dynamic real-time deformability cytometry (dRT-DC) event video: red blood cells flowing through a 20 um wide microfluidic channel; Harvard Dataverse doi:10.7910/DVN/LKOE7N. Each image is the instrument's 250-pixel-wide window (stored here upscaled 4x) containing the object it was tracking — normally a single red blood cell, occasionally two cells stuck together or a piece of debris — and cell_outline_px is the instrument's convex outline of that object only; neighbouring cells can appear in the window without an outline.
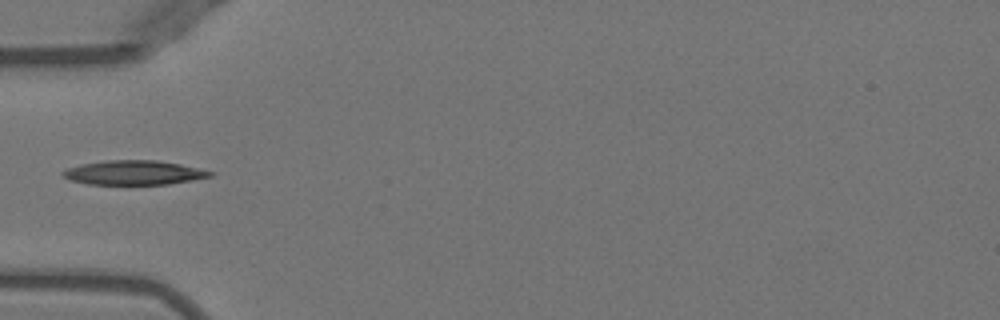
{"species": "Egyptian fruit bat (a non-hibernating species)", "species_latin": "Rousettus aegyptiacus", "temperature_condition": "warm", "stored_images_in_passage": 35, "camera_frame_rate_fps": 3000, "um_per_image_px": 0.085, "animal": {"sex": "female"}, "frame": {"image": 1, "passage_image": 1, "time_ms": 0.0, "image_size_px": [1000, 320], "cell_outline_px": [[216, 172], [212, 176], [192, 180], [168, 184], [88, 184], [72, 180], [64, 176], [60, 172], [68, 168], [80, 164], [104, 160], [156, 160], [180, 164]], "centroid_in_image_um": [11.39, 14.67], "position_along_channel_um": 73.6, "area_um2": 20.81}}
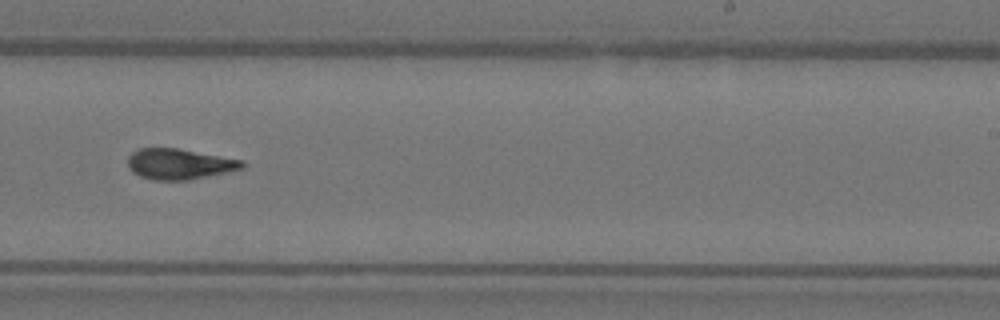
{"frame": {"image": 2, "passage_image": 16, "time_ms": 5.0, "image_size_px": [1000, 320], "cell_outline_px": [[244, 168], [228, 172], [188, 180], [152, 180], [140, 176], [132, 172], [128, 168], [128, 156], [136, 148], [176, 148], [244, 160]], "centroid_in_image_um": [15.22, 13.94], "position_along_channel_um": 273.8, "area_um2": 20.52}}
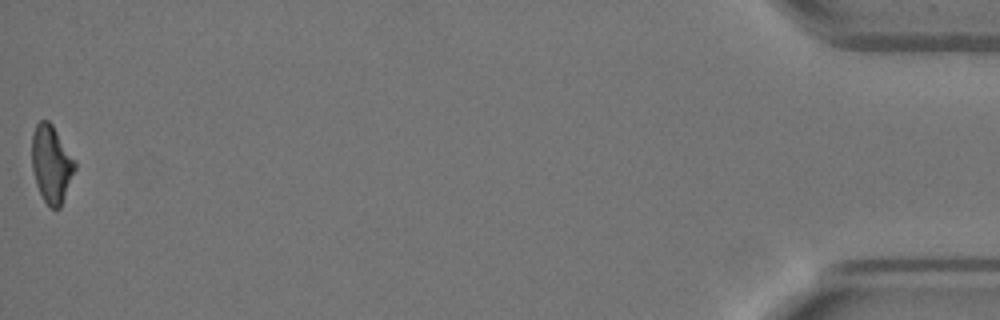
{"frame": {"image": 3, "passage_image": 35, "time_ms": 11.333, "image_size_px": [1000, 320], "cell_outline_px": [[76, 168], [60, 208], [52, 208], [44, 200], [36, 184], [32, 168], [32, 132], [36, 124], [40, 120], [48, 120], [52, 124], [76, 160]], "centroid_in_image_um": [4.37, 13.9], "position_along_channel_um": 430.8, "area_um2": 19.42}}